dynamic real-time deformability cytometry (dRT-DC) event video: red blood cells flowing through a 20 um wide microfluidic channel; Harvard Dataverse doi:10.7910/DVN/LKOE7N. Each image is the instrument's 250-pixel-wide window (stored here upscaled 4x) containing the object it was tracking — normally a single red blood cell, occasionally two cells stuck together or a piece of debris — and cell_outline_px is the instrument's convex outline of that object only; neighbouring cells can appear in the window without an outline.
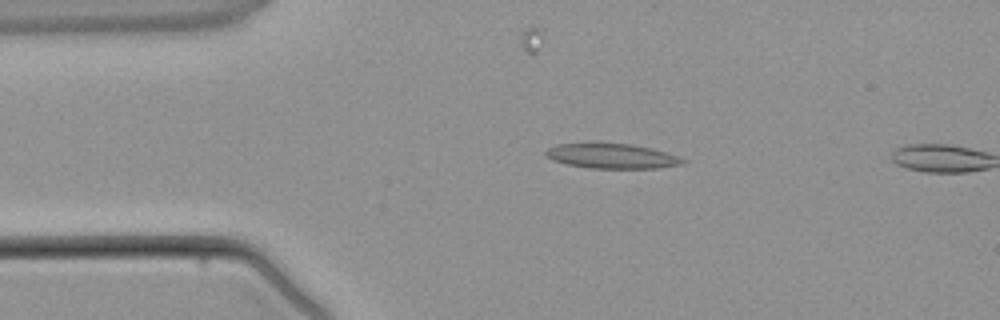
{"species": "common noctule bat (a hibernating species)", "species_latin": "Nyctalus noctula", "temperature_condition": "warm", "stored_images_in_passage": 4, "camera_frame_rate_fps": 3000, "um_per_image_px": 0.085, "animal": {"sex": "male", "body_mass_g": 21.5, "forearm_length_mm": 52.0}, "frame": {"image": 1, "passage_image": 3, "time_ms": 2.333, "image_size_px": [1000, 320], "cell_outline_px": [[684, 164], [656, 168], [592, 168], [568, 164], [552, 160], [544, 152], [548, 148], [556, 144], [592, 140], [632, 144], [652, 148], [676, 156], [684, 160]], "centroid_in_image_um": [51.92, 13.21], "position_along_channel_um": 33.1, "area_um2": 20.46}}